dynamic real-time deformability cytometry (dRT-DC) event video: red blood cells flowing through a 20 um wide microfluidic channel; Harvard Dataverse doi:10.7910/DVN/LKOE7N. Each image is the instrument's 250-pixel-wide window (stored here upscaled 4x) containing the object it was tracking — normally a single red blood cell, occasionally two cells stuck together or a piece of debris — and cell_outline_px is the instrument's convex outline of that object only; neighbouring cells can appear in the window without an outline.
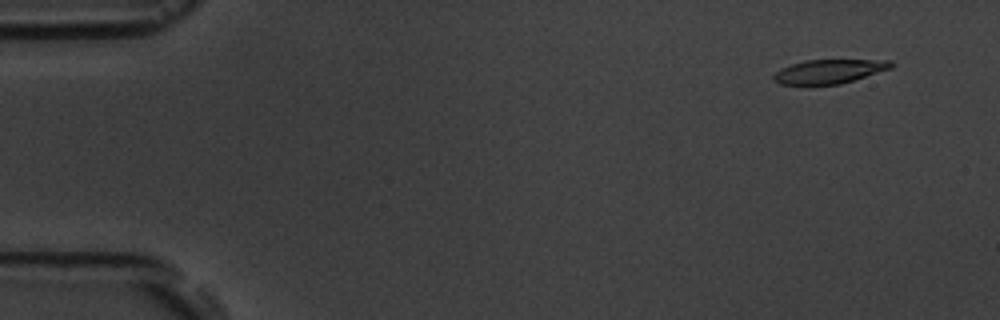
{"species": "common noctule bat (a hibernating species)", "species_latin": "Nyctalus noctula", "temperature_condition": "room temperature", "stored_images_in_passage": 5, "camera_frame_rate_fps": 3000, "um_per_image_px": 0.085, "animal": {"sex": "male", "body_mass_g": 19.5, "forearm_length_mm": 54.6}, "frame": {"image": 1, "passage_image": 1, "time_ms": 0.0, "image_size_px": [1000, 320], "cell_outline_px": [[896, 64], [892, 68], [840, 84], [780, 84], [772, 80], [772, 76], [776, 72], [792, 64], [804, 60], [892, 60]], "centroid_in_image_um": [70.52, 6.06], "position_along_channel_um": 14.5, "area_um2": 16.3}}